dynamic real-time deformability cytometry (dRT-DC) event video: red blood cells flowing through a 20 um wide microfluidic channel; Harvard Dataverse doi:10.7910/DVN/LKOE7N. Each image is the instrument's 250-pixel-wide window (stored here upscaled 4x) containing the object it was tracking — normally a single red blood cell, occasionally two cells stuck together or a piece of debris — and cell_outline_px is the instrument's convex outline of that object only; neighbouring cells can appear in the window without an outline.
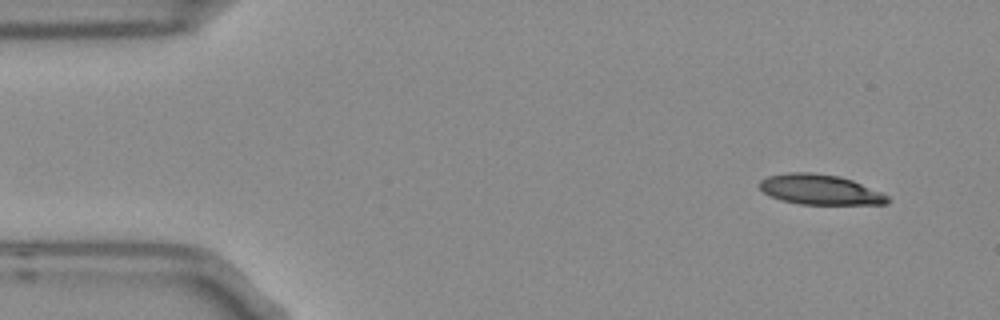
{"species": "Egyptian fruit bat (a non-hibernating species)", "species_latin": "Rousettus aegyptiacus", "temperature_condition": "room temperature", "stored_images_in_passage": 5, "camera_frame_rate_fps": 3000, "um_per_image_px": 0.085, "frame": {"image": 1, "passage_image": 1, "time_ms": 0.0, "image_size_px": [1000, 320], "cell_outline_px": [[892, 200], [888, 204], [800, 204], [780, 200], [764, 192], [756, 184], [760, 180], [768, 176], [788, 172], [812, 172], [840, 176], [852, 180], [880, 192], [888, 196]], "centroid_in_image_um": [69.68, 16.11], "position_along_channel_um": 15.3, "area_um2": 22.54}}